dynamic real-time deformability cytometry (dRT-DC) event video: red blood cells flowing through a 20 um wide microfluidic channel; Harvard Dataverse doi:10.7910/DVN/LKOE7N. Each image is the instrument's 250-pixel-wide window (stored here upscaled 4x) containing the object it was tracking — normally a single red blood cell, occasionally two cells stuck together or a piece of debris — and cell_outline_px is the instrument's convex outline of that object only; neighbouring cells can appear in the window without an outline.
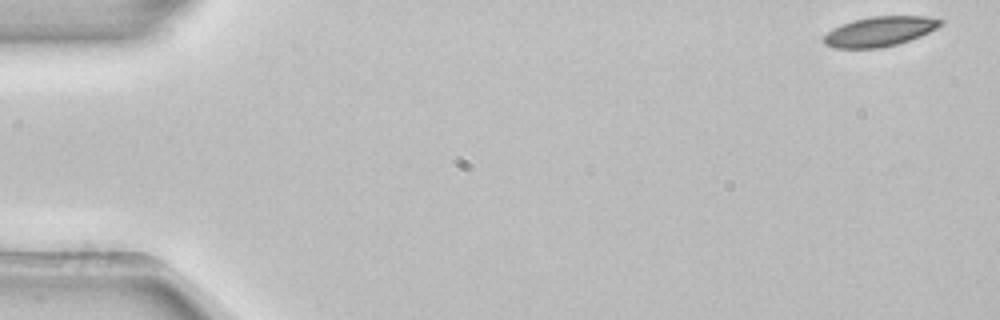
{"species": "common noctule bat (a hibernating species)", "species_latin": "Nyctalus noctula", "temperature_condition": "room temperature", "stored_images_in_passage": 5, "camera_frame_rate_fps": 3000, "um_per_image_px": 0.085, "animal": {"sex": "female", "body_mass_g": 22.7, "forearm_length_mm": 54.2}, "frame": {"image": 1, "passage_image": 1, "time_ms": 0.0, "image_size_px": [1000, 320], "cell_outline_px": [[944, 24], [920, 36], [896, 44], [880, 48], [832, 48], [824, 44], [824, 36], [832, 28], [856, 20], [872, 16], [924, 16], [944, 20]], "centroid_in_image_um": [74.78, 2.67], "position_along_channel_um": 10.2, "area_um2": 20.06}}
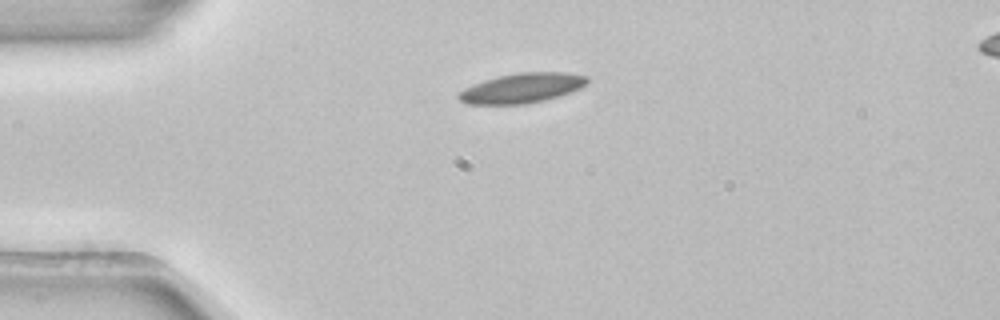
{"frame": {"image": 2, "passage_image": 3, "time_ms": 0.667, "image_size_px": [1000, 320], "cell_outline_px": [[588, 80], [580, 88], [544, 100], [528, 104], [468, 104], [460, 100], [456, 96], [464, 88], [484, 80], [500, 76], [520, 72], [564, 72], [588, 76]], "centroid_in_image_um": [44.34, 7.48], "position_along_channel_um": 40.7, "area_um2": 22.02}}